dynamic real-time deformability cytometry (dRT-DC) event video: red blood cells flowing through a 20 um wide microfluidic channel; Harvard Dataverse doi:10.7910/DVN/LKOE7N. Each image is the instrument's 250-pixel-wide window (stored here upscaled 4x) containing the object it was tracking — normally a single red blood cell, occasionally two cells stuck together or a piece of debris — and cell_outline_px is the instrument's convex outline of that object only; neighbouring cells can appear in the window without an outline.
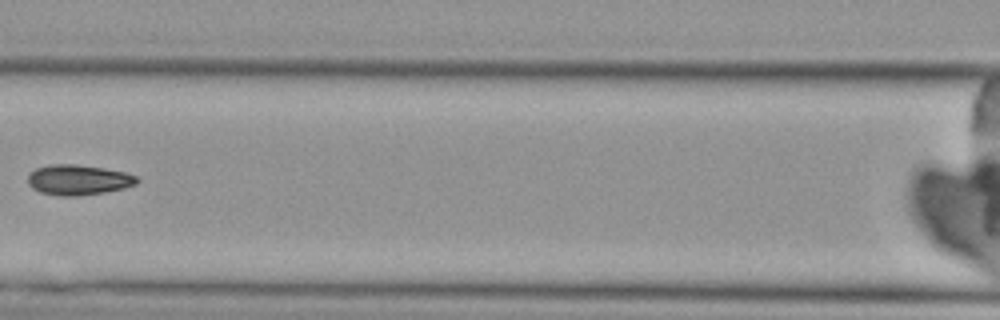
{"species": "Egyptian fruit bat (a non-hibernating species)", "species_latin": "Rousettus aegyptiacus", "temperature_condition": "cold", "stored_images_in_passage": 9, "camera_frame_rate_fps": 3000, "um_per_image_px": 0.085, "animal": {"sex": "female"}, "frame": {"image": 1, "passage_image": 7, "time_ms": 8.0, "image_size_px": [1000, 320], "cell_outline_px": [[140, 180], [136, 184], [124, 188], [104, 192], [72, 196], [64, 196], [40, 192], [32, 188], [28, 184], [28, 176], [36, 168], [52, 164], [76, 164], [104, 168], [124, 172], [136, 176]], "centroid_in_image_um": [6.66, 15.28], "position_along_channel_um": 159.9, "area_um2": 19.07}}
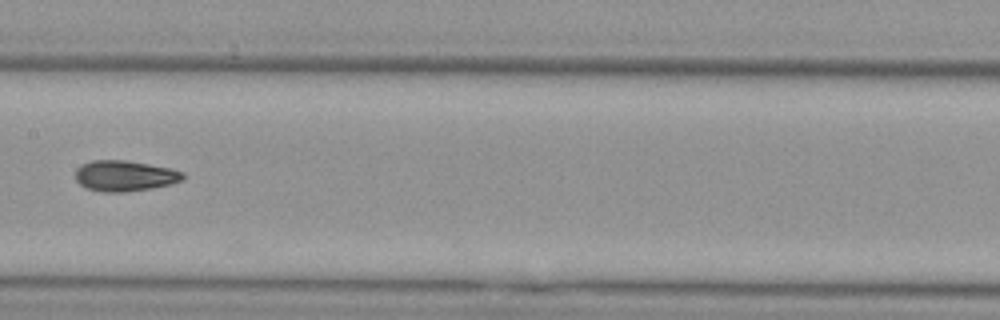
{"frame": {"image": 2, "passage_image": 8, "time_ms": 9.0, "image_size_px": [1000, 320], "cell_outline_px": [[184, 176], [180, 180], [168, 184], [148, 188], [124, 192], [104, 192], [88, 188], [80, 184], [76, 180], [76, 168], [80, 164], [92, 160], [124, 160], [172, 168], [184, 172]], "centroid_in_image_um": [10.56, 14.93], "position_along_channel_um": 196.8, "area_um2": 19.02}}